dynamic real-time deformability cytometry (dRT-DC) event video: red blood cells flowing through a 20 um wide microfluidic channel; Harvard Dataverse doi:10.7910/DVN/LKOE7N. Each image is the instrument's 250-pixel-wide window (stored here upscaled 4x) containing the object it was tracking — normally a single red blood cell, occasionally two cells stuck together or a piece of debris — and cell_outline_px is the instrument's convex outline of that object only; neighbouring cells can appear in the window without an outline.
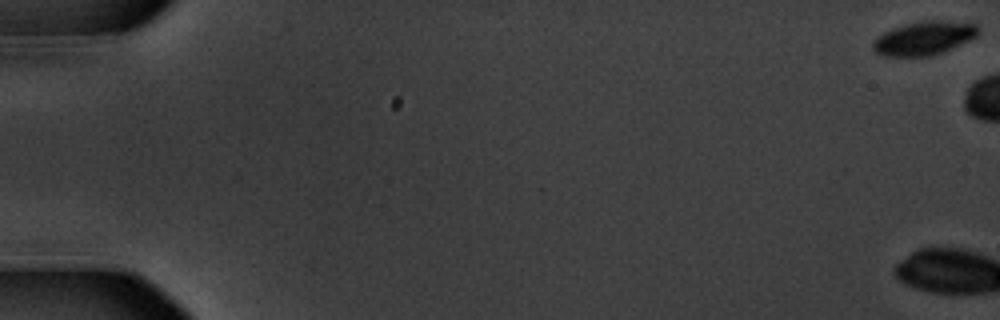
{"species": "common noctule bat (a hibernating species)", "species_latin": "Nyctalus noctula", "temperature_condition": "warm", "stored_images_in_passage": 3, "camera_frame_rate_fps": 3000, "um_per_image_px": 0.085, "animal": {"sex": "male", "body_mass_g": 20.1, "forearm_length_mm": 53.5}, "frame": {"image": 1, "passage_image": 1, "time_ms": 0.0, "image_size_px": [1000, 320], "cell_outline_px": [[980, 32], [976, 36], [968, 40], [940, 52], [928, 56], [884, 56], [876, 52], [872, 48], [872, 44], [884, 32], [908, 24], [924, 20], [972, 20], [980, 28]], "centroid_in_image_um": [78.63, 3.2], "position_along_channel_um": 6.4, "area_um2": 20.52}}